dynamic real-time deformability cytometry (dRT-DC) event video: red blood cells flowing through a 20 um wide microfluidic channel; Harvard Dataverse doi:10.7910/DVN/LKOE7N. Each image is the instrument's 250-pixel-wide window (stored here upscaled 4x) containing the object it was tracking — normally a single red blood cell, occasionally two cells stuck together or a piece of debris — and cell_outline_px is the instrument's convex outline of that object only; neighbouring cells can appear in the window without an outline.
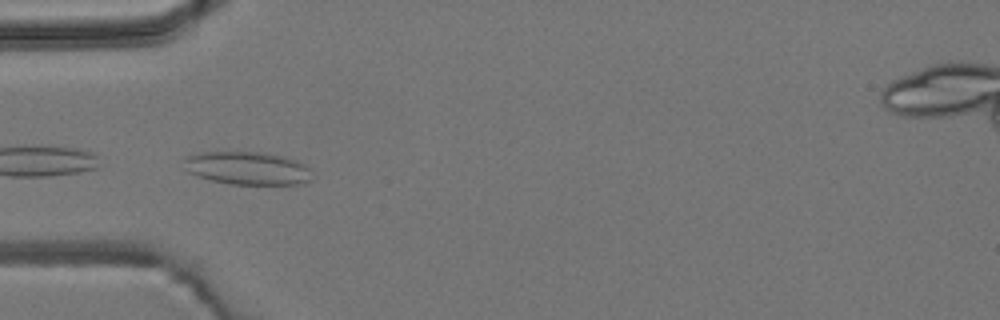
{"species": "common noctule bat (a hibernating species)", "species_latin": "Nyctalus noctula", "temperature_condition": "room temperature", "stored_images_in_passage": 4, "camera_frame_rate_fps": 3000, "um_per_image_px": 0.085, "animal": {"sex": "male", "body_mass_g": 19.2, "forearm_length_mm": 51.8}, "frame": {"image": 1, "passage_image": 3, "time_ms": 2.333, "image_size_px": [1000, 320], "cell_outline_px": [[312, 180], [308, 184], [232, 184], [212, 180], [196, 176], [188, 172], [184, 168], [184, 156], [204, 152], [264, 152], [288, 156], [304, 164], [308, 168]], "centroid_in_image_um": [21.05, 14.29], "position_along_channel_um": 64.0, "area_um2": 24.97}}